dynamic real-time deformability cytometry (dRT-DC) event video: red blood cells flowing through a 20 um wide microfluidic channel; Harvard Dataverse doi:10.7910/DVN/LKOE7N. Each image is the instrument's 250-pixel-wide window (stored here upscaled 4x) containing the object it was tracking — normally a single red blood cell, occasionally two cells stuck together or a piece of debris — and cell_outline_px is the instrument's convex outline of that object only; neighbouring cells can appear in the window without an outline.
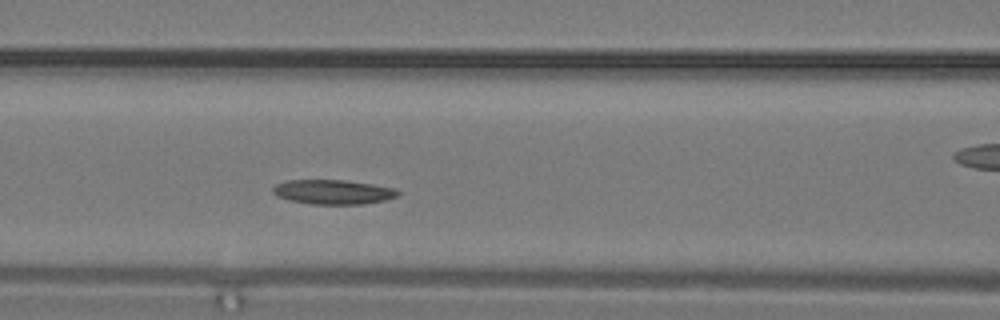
{"species": "common noctule bat (a hibernating species)", "species_latin": "Nyctalus noctula", "temperature_condition": "warm", "stored_images_in_passage": 8, "segment_of_instrument_passage": [1, 2], "camera_frame_rate_fps": 3000, "um_per_image_px": 0.085, "animal": {"sex": "male", "body_mass_g": 19.2, "forearm_length_mm": 51.8}, "frame": {"image": 1, "passage_image": 7, "time_ms": 2.0, "image_size_px": [1000, 320], "cell_outline_px": [[400, 192], [396, 196], [384, 200], [360, 204], [312, 204], [288, 200], [276, 196], [272, 192], [272, 188], [276, 184], [288, 180], [344, 180], [372, 184], [396, 188]], "centroid_in_image_um": [28.28, 16.31], "position_along_channel_um": 138.3, "area_um2": 17.8}}